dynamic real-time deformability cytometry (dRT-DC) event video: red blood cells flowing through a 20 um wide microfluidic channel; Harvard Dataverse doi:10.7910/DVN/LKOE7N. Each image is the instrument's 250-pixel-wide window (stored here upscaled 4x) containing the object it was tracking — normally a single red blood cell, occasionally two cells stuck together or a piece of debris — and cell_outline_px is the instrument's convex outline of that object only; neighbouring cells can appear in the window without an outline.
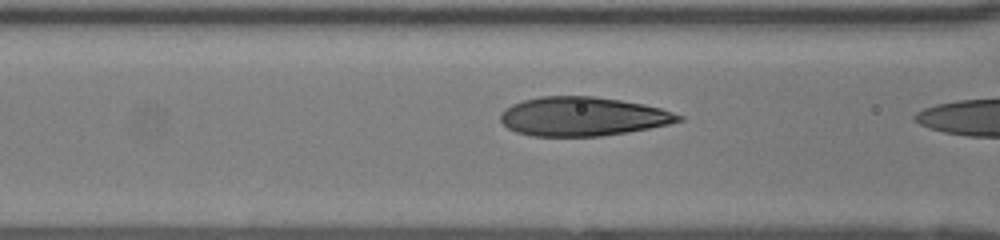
{"species": "human", "species_latin": "Homo sapiens", "temperature_condition": "room temperature", "stored_images_in_passage": 22, "camera_frame_rate_fps": 3000, "um_per_image_px": 0.085, "donor": {"sex": "female"}, "frame": {"image": 1, "passage_image": 21, "time_ms": 6.667, "image_size_px": [1000, 240], "cell_outline_px": [[684, 120], [668, 124], [628, 132], [600, 136], [532, 136], [516, 132], [508, 128], [500, 120], [500, 116], [504, 108], [512, 104], [524, 100], [540, 96], [592, 96], [620, 100], [644, 104], [660, 108], [684, 116]], "centroid_in_image_um": [49.52, 9.9], "position_along_channel_um": 117.1, "area_um2": 40.4}}